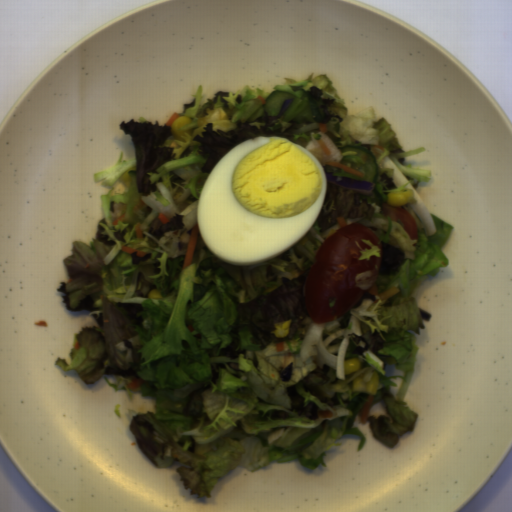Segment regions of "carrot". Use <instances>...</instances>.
<instances>
[{"instance_id":"carrot-1","label":"carrot","mask_w":512,"mask_h":512,"mask_svg":"<svg viewBox=\"0 0 512 512\" xmlns=\"http://www.w3.org/2000/svg\"><path fill=\"white\" fill-rule=\"evenodd\" d=\"M199 232H200V229H199V225H198V221H197L192 229V232H191V235H190V238L188 241L182 271L185 270L186 268H188L192 264Z\"/></svg>"},{"instance_id":"carrot-2","label":"carrot","mask_w":512,"mask_h":512,"mask_svg":"<svg viewBox=\"0 0 512 512\" xmlns=\"http://www.w3.org/2000/svg\"><path fill=\"white\" fill-rule=\"evenodd\" d=\"M398 291H399V289H397L396 287H391L379 294L376 286H373V287H370L367 292H369L370 294H372L374 296H378L380 299H382L384 301V300L398 294Z\"/></svg>"},{"instance_id":"carrot-3","label":"carrot","mask_w":512,"mask_h":512,"mask_svg":"<svg viewBox=\"0 0 512 512\" xmlns=\"http://www.w3.org/2000/svg\"><path fill=\"white\" fill-rule=\"evenodd\" d=\"M374 397H375V395H369V397L364 405V408H363V411L361 414V419H360V423H362L363 425L367 424V422H368L369 411L372 407Z\"/></svg>"},{"instance_id":"carrot-4","label":"carrot","mask_w":512,"mask_h":512,"mask_svg":"<svg viewBox=\"0 0 512 512\" xmlns=\"http://www.w3.org/2000/svg\"><path fill=\"white\" fill-rule=\"evenodd\" d=\"M144 383H145V380H143L141 378H137V379L131 381L130 383L126 384V386H127L128 390L135 391L140 386H142Z\"/></svg>"},{"instance_id":"carrot-5","label":"carrot","mask_w":512,"mask_h":512,"mask_svg":"<svg viewBox=\"0 0 512 512\" xmlns=\"http://www.w3.org/2000/svg\"><path fill=\"white\" fill-rule=\"evenodd\" d=\"M326 164H328V165H330V166H336V167H339V168L344 169V170H346V171H349V172H351V173H353V174H355V175H357V176H359V177H361V178H362V177H363V175H364V174H362V173H360V172H357V171H355V170H353V169H350V168H348V167H346V166H343V165H341V164H339V163H337V162H331V161H330V162H328V163H326Z\"/></svg>"},{"instance_id":"carrot-6","label":"carrot","mask_w":512,"mask_h":512,"mask_svg":"<svg viewBox=\"0 0 512 512\" xmlns=\"http://www.w3.org/2000/svg\"><path fill=\"white\" fill-rule=\"evenodd\" d=\"M121 250L127 254H132V253H136V256H139V257H145L146 256V252H142V251H138V250H135V249H131V248H127V247H124V246H121Z\"/></svg>"},{"instance_id":"carrot-7","label":"carrot","mask_w":512,"mask_h":512,"mask_svg":"<svg viewBox=\"0 0 512 512\" xmlns=\"http://www.w3.org/2000/svg\"><path fill=\"white\" fill-rule=\"evenodd\" d=\"M318 416L320 418L329 419V418H332L333 411H330L328 409H322L321 411H319Z\"/></svg>"},{"instance_id":"carrot-8","label":"carrot","mask_w":512,"mask_h":512,"mask_svg":"<svg viewBox=\"0 0 512 512\" xmlns=\"http://www.w3.org/2000/svg\"><path fill=\"white\" fill-rule=\"evenodd\" d=\"M316 142L321 147V149L324 151L326 156H330L331 153H330L329 149L327 148V146L325 145L324 141L320 139V140H318Z\"/></svg>"},{"instance_id":"carrot-9","label":"carrot","mask_w":512,"mask_h":512,"mask_svg":"<svg viewBox=\"0 0 512 512\" xmlns=\"http://www.w3.org/2000/svg\"><path fill=\"white\" fill-rule=\"evenodd\" d=\"M180 115H178L177 113H173V115L170 117V119L167 121V123L165 124L166 127H171L172 124L179 118Z\"/></svg>"},{"instance_id":"carrot-10","label":"carrot","mask_w":512,"mask_h":512,"mask_svg":"<svg viewBox=\"0 0 512 512\" xmlns=\"http://www.w3.org/2000/svg\"><path fill=\"white\" fill-rule=\"evenodd\" d=\"M137 238H144L143 231L141 229V226L138 222V224L135 227Z\"/></svg>"},{"instance_id":"carrot-11","label":"carrot","mask_w":512,"mask_h":512,"mask_svg":"<svg viewBox=\"0 0 512 512\" xmlns=\"http://www.w3.org/2000/svg\"><path fill=\"white\" fill-rule=\"evenodd\" d=\"M335 219L339 222L340 229L347 226L345 216L337 217Z\"/></svg>"},{"instance_id":"carrot-12","label":"carrot","mask_w":512,"mask_h":512,"mask_svg":"<svg viewBox=\"0 0 512 512\" xmlns=\"http://www.w3.org/2000/svg\"><path fill=\"white\" fill-rule=\"evenodd\" d=\"M275 349H276V352L285 351V343H284V341L280 342V343H276Z\"/></svg>"},{"instance_id":"carrot-13","label":"carrot","mask_w":512,"mask_h":512,"mask_svg":"<svg viewBox=\"0 0 512 512\" xmlns=\"http://www.w3.org/2000/svg\"><path fill=\"white\" fill-rule=\"evenodd\" d=\"M158 218L160 219L161 223L164 225L166 224L167 222H169L170 220L168 219V217L162 213H159V216Z\"/></svg>"},{"instance_id":"carrot-14","label":"carrot","mask_w":512,"mask_h":512,"mask_svg":"<svg viewBox=\"0 0 512 512\" xmlns=\"http://www.w3.org/2000/svg\"><path fill=\"white\" fill-rule=\"evenodd\" d=\"M319 129H320V131H321V132L326 133V131H327V126H326V124H324V123H319Z\"/></svg>"},{"instance_id":"carrot-15","label":"carrot","mask_w":512,"mask_h":512,"mask_svg":"<svg viewBox=\"0 0 512 512\" xmlns=\"http://www.w3.org/2000/svg\"><path fill=\"white\" fill-rule=\"evenodd\" d=\"M124 217H125V213H124V214H122V215H121L118 219H116L114 222H112V223H113V225H115V226H116V225H118V222H119V221L123 222Z\"/></svg>"},{"instance_id":"carrot-16","label":"carrot","mask_w":512,"mask_h":512,"mask_svg":"<svg viewBox=\"0 0 512 512\" xmlns=\"http://www.w3.org/2000/svg\"><path fill=\"white\" fill-rule=\"evenodd\" d=\"M256 100H260V101H261V104H263V105H264V104H265V102H266L265 98H264V97H262L261 95H258V96H257V98H256Z\"/></svg>"}]
</instances>
